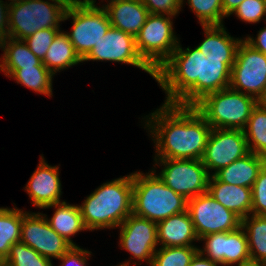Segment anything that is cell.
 Listing matches in <instances>:
<instances>
[{"label":"cell","instance_id":"cell-1","mask_svg":"<svg viewBox=\"0 0 266 266\" xmlns=\"http://www.w3.org/2000/svg\"><path fill=\"white\" fill-rule=\"evenodd\" d=\"M150 116L155 158L202 159L212 128L195 107L164 103Z\"/></svg>","mask_w":266,"mask_h":266},{"label":"cell","instance_id":"cell-2","mask_svg":"<svg viewBox=\"0 0 266 266\" xmlns=\"http://www.w3.org/2000/svg\"><path fill=\"white\" fill-rule=\"evenodd\" d=\"M132 173L102 184L79 206L88 230L118 227L131 213Z\"/></svg>","mask_w":266,"mask_h":266},{"label":"cell","instance_id":"cell-3","mask_svg":"<svg viewBox=\"0 0 266 266\" xmlns=\"http://www.w3.org/2000/svg\"><path fill=\"white\" fill-rule=\"evenodd\" d=\"M155 172L152 170L148 175L140 171L132 173V213L157 223L187 211L188 200L165 185Z\"/></svg>","mask_w":266,"mask_h":266},{"label":"cell","instance_id":"cell-4","mask_svg":"<svg viewBox=\"0 0 266 266\" xmlns=\"http://www.w3.org/2000/svg\"><path fill=\"white\" fill-rule=\"evenodd\" d=\"M24 0L9 4L8 37L24 40L47 28L59 29L70 0Z\"/></svg>","mask_w":266,"mask_h":266},{"label":"cell","instance_id":"cell-5","mask_svg":"<svg viewBox=\"0 0 266 266\" xmlns=\"http://www.w3.org/2000/svg\"><path fill=\"white\" fill-rule=\"evenodd\" d=\"M258 101L230 87L205 96L194 107L211 128L243 130Z\"/></svg>","mask_w":266,"mask_h":266},{"label":"cell","instance_id":"cell-6","mask_svg":"<svg viewBox=\"0 0 266 266\" xmlns=\"http://www.w3.org/2000/svg\"><path fill=\"white\" fill-rule=\"evenodd\" d=\"M64 20L73 19L71 33H66L76 53L83 59L105 36L111 23L104 6L97 7L95 0H70Z\"/></svg>","mask_w":266,"mask_h":266},{"label":"cell","instance_id":"cell-7","mask_svg":"<svg viewBox=\"0 0 266 266\" xmlns=\"http://www.w3.org/2000/svg\"><path fill=\"white\" fill-rule=\"evenodd\" d=\"M201 52L183 50L180 44L155 72V80L167 94L164 103H175L200 78Z\"/></svg>","mask_w":266,"mask_h":266},{"label":"cell","instance_id":"cell-8","mask_svg":"<svg viewBox=\"0 0 266 266\" xmlns=\"http://www.w3.org/2000/svg\"><path fill=\"white\" fill-rule=\"evenodd\" d=\"M171 17L150 13L135 37L139 55L155 72L179 45L173 32Z\"/></svg>","mask_w":266,"mask_h":266},{"label":"cell","instance_id":"cell-9","mask_svg":"<svg viewBox=\"0 0 266 266\" xmlns=\"http://www.w3.org/2000/svg\"><path fill=\"white\" fill-rule=\"evenodd\" d=\"M164 166L158 176L165 185L187 200L208 192L210 173L201 160L155 158Z\"/></svg>","mask_w":266,"mask_h":266},{"label":"cell","instance_id":"cell-10","mask_svg":"<svg viewBox=\"0 0 266 266\" xmlns=\"http://www.w3.org/2000/svg\"><path fill=\"white\" fill-rule=\"evenodd\" d=\"M229 87L252 96L257 101L266 89V55L254 49L245 40L238 46L236 59L231 68Z\"/></svg>","mask_w":266,"mask_h":266},{"label":"cell","instance_id":"cell-11","mask_svg":"<svg viewBox=\"0 0 266 266\" xmlns=\"http://www.w3.org/2000/svg\"><path fill=\"white\" fill-rule=\"evenodd\" d=\"M187 211L199 240L206 235L230 232L242 225V219L222 206L208 192L188 200Z\"/></svg>","mask_w":266,"mask_h":266},{"label":"cell","instance_id":"cell-12","mask_svg":"<svg viewBox=\"0 0 266 266\" xmlns=\"http://www.w3.org/2000/svg\"><path fill=\"white\" fill-rule=\"evenodd\" d=\"M115 61L136 66L155 78V71L141 58L135 37L113 26L82 61Z\"/></svg>","mask_w":266,"mask_h":266},{"label":"cell","instance_id":"cell-13","mask_svg":"<svg viewBox=\"0 0 266 266\" xmlns=\"http://www.w3.org/2000/svg\"><path fill=\"white\" fill-rule=\"evenodd\" d=\"M248 153L250 150L243 130L212 128L201 161L208 173V169L216 173Z\"/></svg>","mask_w":266,"mask_h":266},{"label":"cell","instance_id":"cell-14","mask_svg":"<svg viewBox=\"0 0 266 266\" xmlns=\"http://www.w3.org/2000/svg\"><path fill=\"white\" fill-rule=\"evenodd\" d=\"M21 242L50 260L52 257L59 260L72 247L51 228L47 217L41 213L23 212Z\"/></svg>","mask_w":266,"mask_h":266},{"label":"cell","instance_id":"cell-15","mask_svg":"<svg viewBox=\"0 0 266 266\" xmlns=\"http://www.w3.org/2000/svg\"><path fill=\"white\" fill-rule=\"evenodd\" d=\"M120 246L135 259L152 264L156 251L157 223L131 213L119 226Z\"/></svg>","mask_w":266,"mask_h":266},{"label":"cell","instance_id":"cell-16","mask_svg":"<svg viewBox=\"0 0 266 266\" xmlns=\"http://www.w3.org/2000/svg\"><path fill=\"white\" fill-rule=\"evenodd\" d=\"M230 78L224 58L206 57L201 52L200 78L174 104L194 107L205 96L228 88Z\"/></svg>","mask_w":266,"mask_h":266},{"label":"cell","instance_id":"cell-17","mask_svg":"<svg viewBox=\"0 0 266 266\" xmlns=\"http://www.w3.org/2000/svg\"><path fill=\"white\" fill-rule=\"evenodd\" d=\"M200 240H205V248L199 249V252H206V258L223 266L240 265L251 259L247 235L242 226L230 232L209 234Z\"/></svg>","mask_w":266,"mask_h":266},{"label":"cell","instance_id":"cell-18","mask_svg":"<svg viewBox=\"0 0 266 266\" xmlns=\"http://www.w3.org/2000/svg\"><path fill=\"white\" fill-rule=\"evenodd\" d=\"M58 168V166L48 165L43 156L41 157L37 169L25 187L34 206L43 209L61 202L62 189Z\"/></svg>","mask_w":266,"mask_h":266},{"label":"cell","instance_id":"cell-19","mask_svg":"<svg viewBox=\"0 0 266 266\" xmlns=\"http://www.w3.org/2000/svg\"><path fill=\"white\" fill-rule=\"evenodd\" d=\"M104 9L108 13L111 26L134 37L145 24L149 11L142 1L110 0Z\"/></svg>","mask_w":266,"mask_h":266},{"label":"cell","instance_id":"cell-20","mask_svg":"<svg viewBox=\"0 0 266 266\" xmlns=\"http://www.w3.org/2000/svg\"><path fill=\"white\" fill-rule=\"evenodd\" d=\"M208 193L241 219L252 213V189L219 181L210 175Z\"/></svg>","mask_w":266,"mask_h":266},{"label":"cell","instance_id":"cell-21","mask_svg":"<svg viewBox=\"0 0 266 266\" xmlns=\"http://www.w3.org/2000/svg\"><path fill=\"white\" fill-rule=\"evenodd\" d=\"M199 241L188 211L171 215L157 222V241L161 247L194 246Z\"/></svg>","mask_w":266,"mask_h":266},{"label":"cell","instance_id":"cell-22","mask_svg":"<svg viewBox=\"0 0 266 266\" xmlns=\"http://www.w3.org/2000/svg\"><path fill=\"white\" fill-rule=\"evenodd\" d=\"M205 40L197 48L206 57L224 58V63L231 69L241 39L231 37L222 25H202Z\"/></svg>","mask_w":266,"mask_h":266},{"label":"cell","instance_id":"cell-23","mask_svg":"<svg viewBox=\"0 0 266 266\" xmlns=\"http://www.w3.org/2000/svg\"><path fill=\"white\" fill-rule=\"evenodd\" d=\"M265 164L266 157L250 152L212 175L227 184L252 188Z\"/></svg>","mask_w":266,"mask_h":266},{"label":"cell","instance_id":"cell-24","mask_svg":"<svg viewBox=\"0 0 266 266\" xmlns=\"http://www.w3.org/2000/svg\"><path fill=\"white\" fill-rule=\"evenodd\" d=\"M0 48H3L4 51L0 70L5 72V76H9L15 69H23L28 66H45L42 60L30 51L24 40L6 37L0 40Z\"/></svg>","mask_w":266,"mask_h":266},{"label":"cell","instance_id":"cell-25","mask_svg":"<svg viewBox=\"0 0 266 266\" xmlns=\"http://www.w3.org/2000/svg\"><path fill=\"white\" fill-rule=\"evenodd\" d=\"M52 206L56 208V211L51 219H47L51 228L72 246H76L70 237L82 230H88L84 224L79 206L70 205L63 201L44 207V209L52 208Z\"/></svg>","mask_w":266,"mask_h":266},{"label":"cell","instance_id":"cell-26","mask_svg":"<svg viewBox=\"0 0 266 266\" xmlns=\"http://www.w3.org/2000/svg\"><path fill=\"white\" fill-rule=\"evenodd\" d=\"M79 62L83 61L76 53L68 35L61 31L52 41L42 60V63L53 75L57 71L76 65Z\"/></svg>","mask_w":266,"mask_h":266},{"label":"cell","instance_id":"cell-27","mask_svg":"<svg viewBox=\"0 0 266 266\" xmlns=\"http://www.w3.org/2000/svg\"><path fill=\"white\" fill-rule=\"evenodd\" d=\"M23 211L17 208H0V259L8 257L13 244L21 241Z\"/></svg>","mask_w":266,"mask_h":266},{"label":"cell","instance_id":"cell-28","mask_svg":"<svg viewBox=\"0 0 266 266\" xmlns=\"http://www.w3.org/2000/svg\"><path fill=\"white\" fill-rule=\"evenodd\" d=\"M242 219V227L247 232L251 260L266 263V216L254 215Z\"/></svg>","mask_w":266,"mask_h":266},{"label":"cell","instance_id":"cell-29","mask_svg":"<svg viewBox=\"0 0 266 266\" xmlns=\"http://www.w3.org/2000/svg\"><path fill=\"white\" fill-rule=\"evenodd\" d=\"M243 132L250 152L266 157V106L258 103L253 108Z\"/></svg>","mask_w":266,"mask_h":266},{"label":"cell","instance_id":"cell-30","mask_svg":"<svg viewBox=\"0 0 266 266\" xmlns=\"http://www.w3.org/2000/svg\"><path fill=\"white\" fill-rule=\"evenodd\" d=\"M53 74L45 66H28L15 69L8 77H13L17 83L24 85L36 93L51 97Z\"/></svg>","mask_w":266,"mask_h":266},{"label":"cell","instance_id":"cell-31","mask_svg":"<svg viewBox=\"0 0 266 266\" xmlns=\"http://www.w3.org/2000/svg\"><path fill=\"white\" fill-rule=\"evenodd\" d=\"M198 252L194 246L160 247L153 255L151 266H190Z\"/></svg>","mask_w":266,"mask_h":266},{"label":"cell","instance_id":"cell-32","mask_svg":"<svg viewBox=\"0 0 266 266\" xmlns=\"http://www.w3.org/2000/svg\"><path fill=\"white\" fill-rule=\"evenodd\" d=\"M4 266H53L51 260L41 256L25 243L17 242L12 245Z\"/></svg>","mask_w":266,"mask_h":266},{"label":"cell","instance_id":"cell-33","mask_svg":"<svg viewBox=\"0 0 266 266\" xmlns=\"http://www.w3.org/2000/svg\"><path fill=\"white\" fill-rule=\"evenodd\" d=\"M188 4L201 25H222L223 17H226L223 13L222 0H188Z\"/></svg>","mask_w":266,"mask_h":266},{"label":"cell","instance_id":"cell-34","mask_svg":"<svg viewBox=\"0 0 266 266\" xmlns=\"http://www.w3.org/2000/svg\"><path fill=\"white\" fill-rule=\"evenodd\" d=\"M60 31L61 30L59 29L51 28L39 30L24 39V41L28 45L30 51L35 54L36 57L43 60L49 49V46Z\"/></svg>","mask_w":266,"mask_h":266},{"label":"cell","instance_id":"cell-35","mask_svg":"<svg viewBox=\"0 0 266 266\" xmlns=\"http://www.w3.org/2000/svg\"><path fill=\"white\" fill-rule=\"evenodd\" d=\"M252 214L266 216V164L252 186Z\"/></svg>","mask_w":266,"mask_h":266},{"label":"cell","instance_id":"cell-36","mask_svg":"<svg viewBox=\"0 0 266 266\" xmlns=\"http://www.w3.org/2000/svg\"><path fill=\"white\" fill-rule=\"evenodd\" d=\"M233 13L244 22L258 23L266 16L264 0H244Z\"/></svg>","mask_w":266,"mask_h":266},{"label":"cell","instance_id":"cell-37","mask_svg":"<svg viewBox=\"0 0 266 266\" xmlns=\"http://www.w3.org/2000/svg\"><path fill=\"white\" fill-rule=\"evenodd\" d=\"M151 14L176 16L182 7V0H142Z\"/></svg>","mask_w":266,"mask_h":266},{"label":"cell","instance_id":"cell-38","mask_svg":"<svg viewBox=\"0 0 266 266\" xmlns=\"http://www.w3.org/2000/svg\"><path fill=\"white\" fill-rule=\"evenodd\" d=\"M89 255H91V252L83 250L78 246H72L59 259L63 261L61 266H86V256Z\"/></svg>","mask_w":266,"mask_h":266},{"label":"cell","instance_id":"cell-39","mask_svg":"<svg viewBox=\"0 0 266 266\" xmlns=\"http://www.w3.org/2000/svg\"><path fill=\"white\" fill-rule=\"evenodd\" d=\"M9 26V4L0 0V40L8 37Z\"/></svg>","mask_w":266,"mask_h":266},{"label":"cell","instance_id":"cell-40","mask_svg":"<svg viewBox=\"0 0 266 266\" xmlns=\"http://www.w3.org/2000/svg\"><path fill=\"white\" fill-rule=\"evenodd\" d=\"M244 40L254 49L259 50L266 55V28H263L258 32L256 39L249 36Z\"/></svg>","mask_w":266,"mask_h":266},{"label":"cell","instance_id":"cell-41","mask_svg":"<svg viewBox=\"0 0 266 266\" xmlns=\"http://www.w3.org/2000/svg\"><path fill=\"white\" fill-rule=\"evenodd\" d=\"M204 255L205 254H201L200 252H198L192 259L190 266H217L219 264L204 257Z\"/></svg>","mask_w":266,"mask_h":266},{"label":"cell","instance_id":"cell-42","mask_svg":"<svg viewBox=\"0 0 266 266\" xmlns=\"http://www.w3.org/2000/svg\"><path fill=\"white\" fill-rule=\"evenodd\" d=\"M244 0H222L224 15L230 16Z\"/></svg>","mask_w":266,"mask_h":266},{"label":"cell","instance_id":"cell-43","mask_svg":"<svg viewBox=\"0 0 266 266\" xmlns=\"http://www.w3.org/2000/svg\"><path fill=\"white\" fill-rule=\"evenodd\" d=\"M238 266H266V263L254 261V260L250 259L249 261L243 262L242 264H240Z\"/></svg>","mask_w":266,"mask_h":266},{"label":"cell","instance_id":"cell-44","mask_svg":"<svg viewBox=\"0 0 266 266\" xmlns=\"http://www.w3.org/2000/svg\"><path fill=\"white\" fill-rule=\"evenodd\" d=\"M259 104L266 106V89L264 91V94L262 95L261 99L258 101Z\"/></svg>","mask_w":266,"mask_h":266},{"label":"cell","instance_id":"cell-45","mask_svg":"<svg viewBox=\"0 0 266 266\" xmlns=\"http://www.w3.org/2000/svg\"><path fill=\"white\" fill-rule=\"evenodd\" d=\"M11 2L9 4L15 3V2H20V1H24V0H10Z\"/></svg>","mask_w":266,"mask_h":266},{"label":"cell","instance_id":"cell-46","mask_svg":"<svg viewBox=\"0 0 266 266\" xmlns=\"http://www.w3.org/2000/svg\"><path fill=\"white\" fill-rule=\"evenodd\" d=\"M128 265H129V262H126V263L120 264L119 266H128Z\"/></svg>","mask_w":266,"mask_h":266},{"label":"cell","instance_id":"cell-47","mask_svg":"<svg viewBox=\"0 0 266 266\" xmlns=\"http://www.w3.org/2000/svg\"><path fill=\"white\" fill-rule=\"evenodd\" d=\"M4 262L0 259V266H3Z\"/></svg>","mask_w":266,"mask_h":266}]
</instances>
